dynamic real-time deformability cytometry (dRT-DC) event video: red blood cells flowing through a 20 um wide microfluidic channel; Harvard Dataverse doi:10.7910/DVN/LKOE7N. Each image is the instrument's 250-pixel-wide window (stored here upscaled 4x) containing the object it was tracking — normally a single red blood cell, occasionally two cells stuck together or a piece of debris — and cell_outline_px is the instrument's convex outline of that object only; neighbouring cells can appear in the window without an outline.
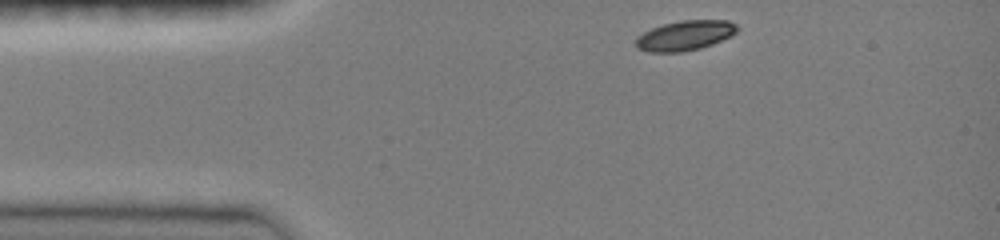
{"species": "common noctule bat (a hibernating species)", "species_latin": "Nyctalus noctula", "temperature_condition": "room temperature", "stored_images_in_passage": 36, "camera_frame_rate_fps": 3000, "um_per_image_px": 0.085, "animal": {"sex": "female", "body_mass_g": 19.0, "forearm_length_mm": 51.5}, "frame": {"image": 1, "passage_image": 1, "time_ms": 0.0, "image_size_px": [1000, 240], "cell_outline_px": [[740, 28], [732, 36], [712, 44], [700, 48], [680, 52], [648, 52], [636, 48], [636, 36], [652, 28], [664, 24], [680, 20], [728, 20], [736, 24]], "centroid_in_image_um": [58.24, 3.01], "position_along_channel_um": 26.8, "area_um2": 17.74}}
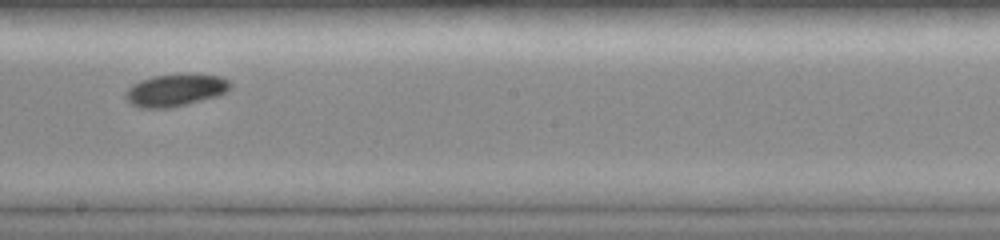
{"frame": {"image": 2, "passage_image": 20, "time_ms": 6.333, "image_size_px": [1000, 240], "cell_outline_px": [[232, 88], [228, 92], [216, 96], [188, 104], [172, 108], [140, 108], [132, 104], [124, 96], [124, 92], [132, 84], [140, 80], [152, 76], [220, 76], [228, 80], [232, 84]], "centroid_in_image_um": [14.89, 7.7], "position_along_channel_um": 233.3, "area_um2": 19.31}}
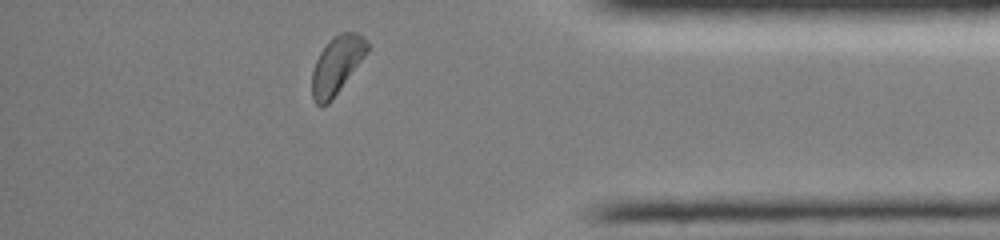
{"frame": {"image": 3, "passage_image": 34, "time_ms": 11.0, "image_size_px": [1000, 240], "cell_outline_px": [[368, 52], [332, 100], [328, 104], [320, 108], [316, 104], [312, 96], [312, 72], [316, 60], [320, 52], [340, 32], [356, 32], [364, 36], [368, 44]], "centroid_in_image_um": [28.63, 5.57], "position_along_channel_um": 406.6, "area_um2": 18.38}, "authors_computed_cell_mechanics": {"area_um2": 18.8428, "velocity_mm_per_s": 4.0276, "shape_relaxation_time_tau1_ms": 1.8318, "shape_relaxation_time_tau2_ms": null, "deformation_change_tau1": 0.1054, "deformation_change_tau2": null}}